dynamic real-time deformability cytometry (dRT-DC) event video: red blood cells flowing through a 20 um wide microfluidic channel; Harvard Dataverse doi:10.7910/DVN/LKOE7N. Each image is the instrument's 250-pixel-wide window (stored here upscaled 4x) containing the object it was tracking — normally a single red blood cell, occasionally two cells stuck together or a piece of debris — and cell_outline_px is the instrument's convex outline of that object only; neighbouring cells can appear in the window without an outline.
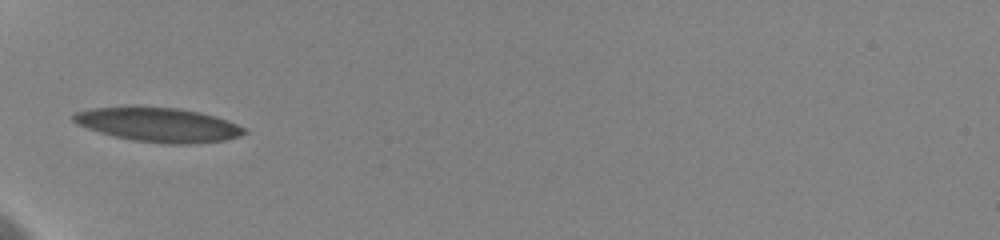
{"species": "human", "species_latin": "Homo sapiens", "temperature_condition": "cold", "stored_images_in_passage": 37, "camera_frame_rate_fps": 3000, "um_per_image_px": 0.085, "donor": {"sex": "female"}, "frame": {"image": 1, "passage_image": 1, "time_ms": 0.0, "image_size_px": [1000, 240], "cell_outline_px": [[248, 132], [240, 136], [224, 140], [196, 144], [168, 144], [132, 140], [100, 132], [76, 124], [72, 120], [72, 116], [76, 112], [92, 108], [180, 108], [200, 112], [216, 116], [228, 120], [248, 128]], "centroid_in_image_um": [13.56, 10.62], "position_along_channel_um": 71.4, "area_um2": 33.76}}
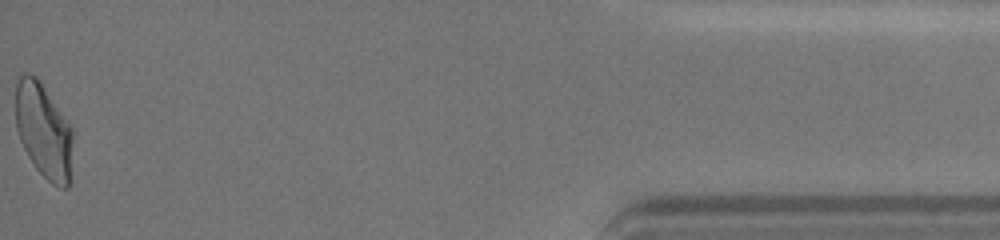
{"frame": {"image": 2, "passage_image": 37, "time_ms": 12.0, "image_size_px": [1000, 240], "cell_outline_px": [[72, 140], [68, 188], [60, 188], [52, 184], [36, 168], [28, 156], [20, 140], [16, 128], [16, 84], [20, 76], [24, 72], [28, 72], [36, 76], [72, 128]], "centroid_in_image_um": [3.68, 11.1], "position_along_channel_um": 431.5, "area_um2": 31.15}, "authors_computed_cell_mechanics": {"area_um2": 32.1368, "velocity_mm_per_s": 3.5845, "shape_relaxation_time_tau1_ms": 4.2747, "shape_relaxation_time_tau2_ms": 1.3239, "deformation_change_tau1": 0.1735, "deformation_change_tau2": 0.0866}}